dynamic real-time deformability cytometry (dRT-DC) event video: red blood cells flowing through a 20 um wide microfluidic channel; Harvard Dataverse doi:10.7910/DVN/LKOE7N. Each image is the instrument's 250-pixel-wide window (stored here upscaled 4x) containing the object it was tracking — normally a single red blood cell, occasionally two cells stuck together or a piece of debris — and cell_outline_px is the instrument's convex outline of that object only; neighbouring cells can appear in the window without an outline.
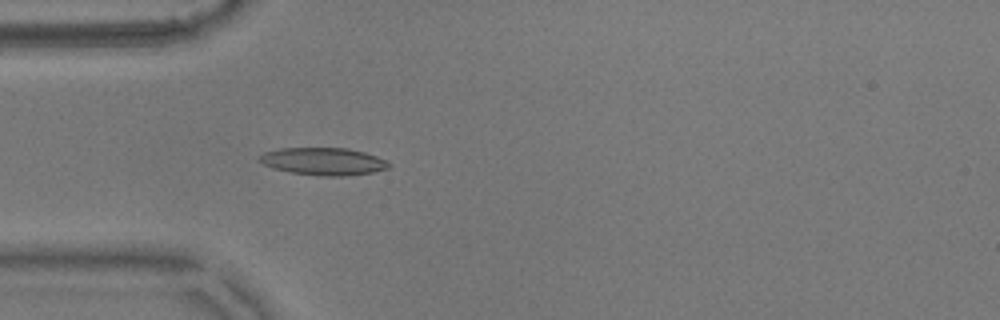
{"species": "common noctule bat (a hibernating species)", "species_latin": "Nyctalus noctula", "temperature_condition": "warm", "stored_images_in_passage": 40, "camera_frame_rate_fps": 3000, "um_per_image_px": 0.085, "animal": {"sex": "male", "body_mass_g": 17.9}, "frame": {"image": 1, "passage_image": 5, "time_ms": 1.333, "image_size_px": [1000, 320], "cell_outline_px": [[392, 164], [388, 168], [372, 172], [344, 176], [320, 176], [292, 172], [272, 168], [256, 160], [264, 152], [280, 148], [348, 148], [364, 152], [376, 156]], "centroid_in_image_um": [27.47, 13.71], "position_along_channel_um": 57.5, "area_um2": 20.63}}
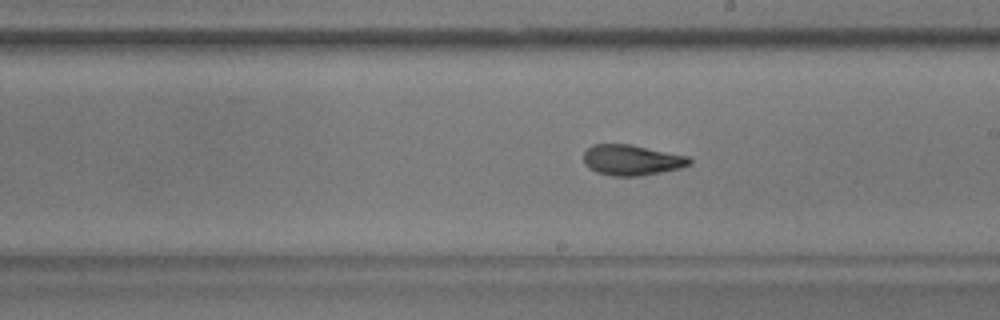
{"frame": {"image": 2, "passage_image": 20, "time_ms": 6.333, "image_size_px": [1000, 320], "cell_outline_px": [[692, 164], [680, 168], [660, 172], [636, 176], [612, 176], [596, 172], [588, 168], [584, 164], [584, 152], [592, 144], [632, 144], [688, 156], [692, 160]], "centroid_in_image_um": [53.69, 13.6], "position_along_channel_um": 235.3, "area_um2": 18.96}}
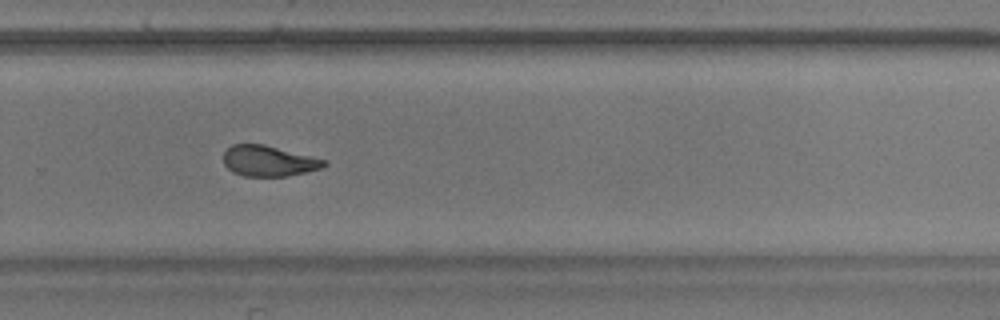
{"frame": {"image": 3, "passage_image": 26, "time_ms": 8.333, "image_size_px": [1000, 320], "cell_outline_px": [[328, 164], [320, 168], [288, 176], [244, 176], [232, 172], [224, 164], [224, 152], [232, 144], [264, 144], [328, 160]], "centroid_in_image_um": [22.84, 13.68], "position_along_channel_um": 307.0, "area_um2": 17.98}, "authors_computed_cell_mechanics": {"area_um2": 19.2763, "velocity_mm_per_s": 3.5927, "shape_relaxation_time_tau1_ms": 5.4955, "shape_relaxation_time_tau2_ms": 1.8906, "deformation_change_tau1": 0.1814, "deformation_change_tau2": 0.096}}